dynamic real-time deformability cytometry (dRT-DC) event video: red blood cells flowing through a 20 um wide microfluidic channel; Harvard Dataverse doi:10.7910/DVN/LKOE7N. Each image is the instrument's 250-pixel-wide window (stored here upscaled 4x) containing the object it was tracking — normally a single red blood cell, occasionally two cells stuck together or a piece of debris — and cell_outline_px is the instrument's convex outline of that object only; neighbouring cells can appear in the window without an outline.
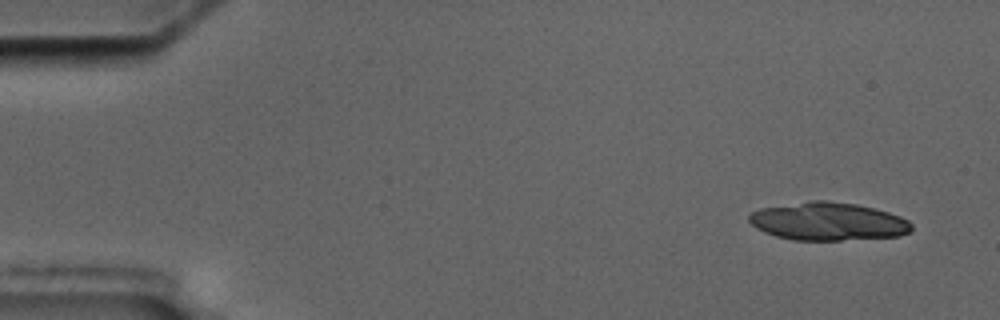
{"species": "common noctule bat (a hibernating species)", "species_latin": "Nyctalus noctula", "temperature_condition": "cold", "stored_images_in_passage": 4, "camera_frame_rate_fps": 3000, "um_per_image_px": 0.085, "animal": {"sex": "male", "body_mass_g": 17.5, "forearm_length_mm": 52.3}, "frame": {"image": 1, "passage_image": 1, "time_ms": 0.0, "image_size_px": [1000, 320], "cell_outline_px": [[912, 232], [900, 236], [840, 240], [792, 240], [776, 236], [764, 232], [756, 228], [748, 220], [748, 216], [752, 212], [760, 208], [812, 200], [828, 200], [856, 204], [888, 212], [900, 216], [908, 220], [912, 224]], "centroid_in_image_um": [70.39, 18.82], "position_along_channel_um": 14.6, "area_um2": 36.13}}